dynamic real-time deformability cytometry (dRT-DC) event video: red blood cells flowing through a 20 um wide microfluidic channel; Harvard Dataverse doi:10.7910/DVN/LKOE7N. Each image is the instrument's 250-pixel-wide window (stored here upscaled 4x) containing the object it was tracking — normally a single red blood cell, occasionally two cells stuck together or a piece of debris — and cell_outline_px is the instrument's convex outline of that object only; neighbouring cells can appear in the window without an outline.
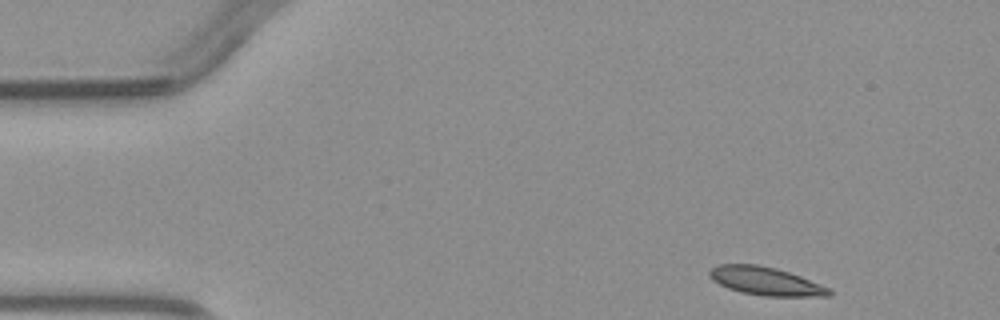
{"species": "common noctule bat (a hibernating species)", "species_latin": "Nyctalus noctula", "temperature_condition": "warm", "stored_images_in_passage": 3, "camera_frame_rate_fps": 3000, "um_per_image_px": 0.085, "animal": {"sex": "male", "body_mass_g": 23.1, "forearm_length_mm": 52.7}, "frame": {"image": 1, "passage_image": 1, "time_ms": 0.0, "image_size_px": [1000, 320], "cell_outline_px": [[832, 296], [764, 296], [740, 292], [728, 288], [712, 280], [708, 276], [708, 272], [716, 264], [756, 264], [776, 268], [800, 276], [820, 284], [828, 288], [832, 292]], "centroid_in_image_um": [65.04, 23.89], "position_along_channel_um": 20.0, "area_um2": 19.65}}